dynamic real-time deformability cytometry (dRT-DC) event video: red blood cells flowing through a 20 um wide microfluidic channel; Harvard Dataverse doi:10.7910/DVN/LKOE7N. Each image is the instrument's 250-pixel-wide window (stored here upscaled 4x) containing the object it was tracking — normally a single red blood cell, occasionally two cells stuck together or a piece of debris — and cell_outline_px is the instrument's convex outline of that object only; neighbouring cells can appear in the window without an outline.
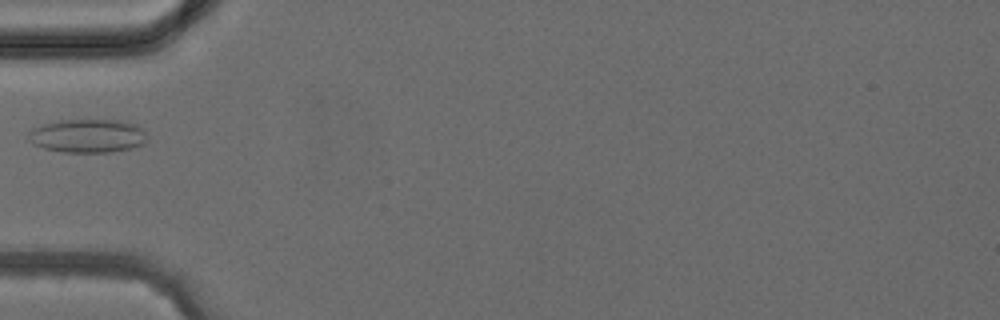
{"species": "common noctule bat (a hibernating species)", "species_latin": "Nyctalus noctula", "temperature_condition": "cold", "stored_images_in_passage": 5, "camera_frame_rate_fps": 3000, "um_per_image_px": 0.085, "animal": {"sex": "female", "body_mass_g": 24.6, "forearm_length_mm": 56.2}, "frame": {"image": 1, "passage_image": 5, "time_ms": 4.667, "image_size_px": [1000, 320], "cell_outline_px": [[148, 136], [144, 144], [112, 152], [64, 152], [44, 148], [32, 144], [28, 140], [28, 132], [32, 128], [44, 124], [60, 120], [128, 120], [136, 124]], "centroid_in_image_um": [7.45, 11.54], "position_along_channel_um": 77.6, "area_um2": 23.35}}